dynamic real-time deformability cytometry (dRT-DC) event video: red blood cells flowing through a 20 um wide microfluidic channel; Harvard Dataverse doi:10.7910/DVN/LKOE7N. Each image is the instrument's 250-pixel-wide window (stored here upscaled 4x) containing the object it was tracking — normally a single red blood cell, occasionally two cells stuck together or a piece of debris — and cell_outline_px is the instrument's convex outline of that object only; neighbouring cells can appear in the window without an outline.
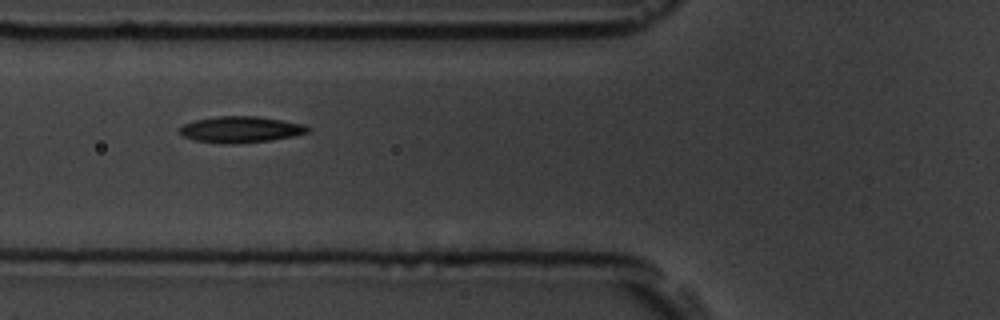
{"species": "common noctule bat (a hibernating species)", "species_latin": "Nyctalus noctula", "temperature_condition": "room temperature", "stored_images_in_passage": 6, "camera_frame_rate_fps": 3000, "um_per_image_px": 0.085, "animal": {"sex": "male", "body_mass_g": 19.5, "forearm_length_mm": 54.6}, "frame": {"image": 1, "passage_image": 5, "time_ms": 4.667, "image_size_px": [1000, 320], "cell_outline_px": [[308, 132], [292, 136], [272, 140], [236, 144], [224, 144], [192, 140], [184, 136], [176, 128], [180, 124], [196, 120], [216, 116], [256, 116], [304, 124], [308, 128]], "centroid_in_image_um": [20.37, 11.01], "position_along_channel_um": 105.4, "area_um2": 19.71}}
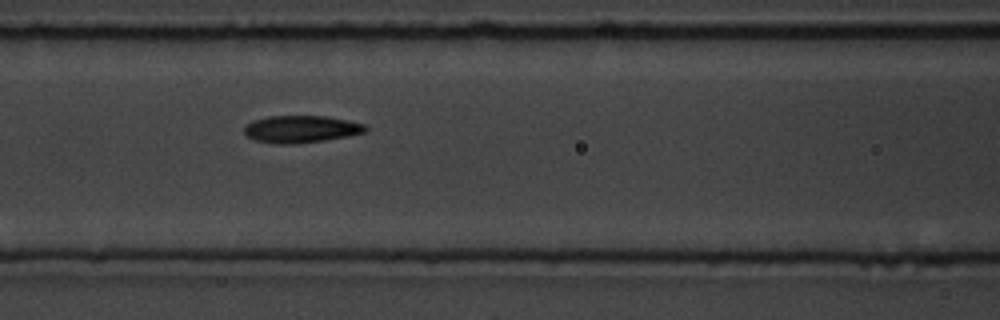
{"frame": {"image": 2, "passage_image": 6, "time_ms": 5.667, "image_size_px": [1000, 320], "cell_outline_px": [[368, 128], [364, 132], [348, 136], [324, 140], [296, 144], [280, 144], [256, 140], [248, 136], [244, 132], [244, 124], [252, 120], [268, 116], [324, 116], [364, 124]], "centroid_in_image_um": [25.54, 10.97], "position_along_channel_um": 141.1, "area_um2": 19.07}}